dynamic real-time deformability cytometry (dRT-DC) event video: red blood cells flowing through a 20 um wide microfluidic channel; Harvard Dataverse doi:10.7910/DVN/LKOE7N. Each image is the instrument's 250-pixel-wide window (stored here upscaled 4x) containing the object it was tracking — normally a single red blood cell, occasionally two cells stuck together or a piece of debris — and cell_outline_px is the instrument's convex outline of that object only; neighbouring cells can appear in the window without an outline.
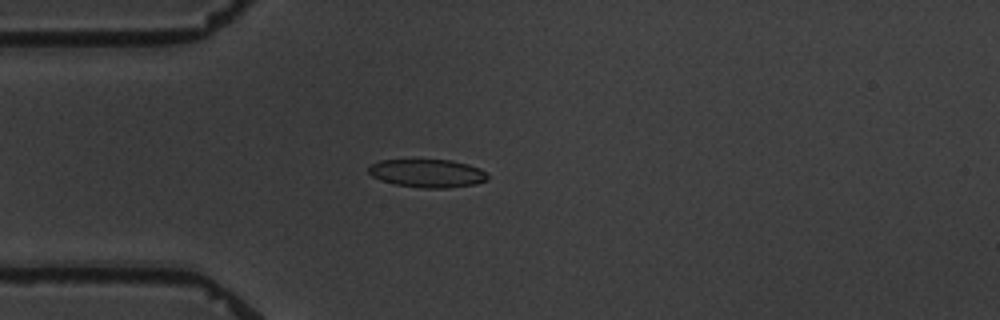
{"species": "common noctule bat (a hibernating species)", "species_latin": "Nyctalus noctula", "temperature_condition": "warm", "stored_images_in_passage": 4, "camera_frame_rate_fps": 3000, "um_per_image_px": 0.085, "animal": {"sex": "male", "body_mass_g": 19.5, "forearm_length_mm": 54.6}, "frame": {"image": 1, "passage_image": 4, "time_ms": 3.667, "image_size_px": [1000, 320], "cell_outline_px": [[488, 180], [476, 184], [448, 188], [420, 188], [396, 184], [372, 176], [368, 172], [368, 168], [372, 164], [380, 160], [452, 160], [468, 164], [480, 168], [488, 176]], "centroid_in_image_um": [36.36, 14.73], "position_along_channel_um": 48.6, "area_um2": 19.48}}